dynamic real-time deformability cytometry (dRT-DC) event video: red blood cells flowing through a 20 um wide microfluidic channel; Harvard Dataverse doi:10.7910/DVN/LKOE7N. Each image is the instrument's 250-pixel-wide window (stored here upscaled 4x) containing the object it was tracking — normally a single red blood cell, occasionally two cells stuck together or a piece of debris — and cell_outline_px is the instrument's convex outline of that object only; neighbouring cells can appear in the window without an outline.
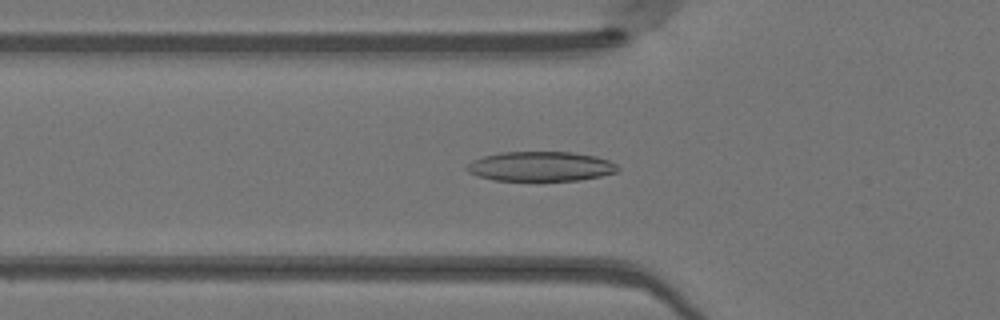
{"species": "Egyptian fruit bat (a non-hibernating species)", "species_latin": "Rousettus aegyptiacus", "temperature_condition": "warm", "stored_images_in_passage": 50, "camera_frame_rate_fps": 3000, "um_per_image_px": 0.085, "animal": {"sex": "female"}, "frame": {"image": 1, "passage_image": 17, "time_ms": 5.333, "image_size_px": [1000, 320], "cell_outline_px": [[620, 168], [616, 172], [600, 176], [580, 180], [496, 180], [476, 176], [468, 172], [464, 168], [472, 160], [484, 156], [500, 152], [572, 152], [596, 156], [608, 160], [616, 164]], "centroid_in_image_um": [45.94, 14.14], "position_along_channel_um": 79.9, "area_um2": 26.07}}
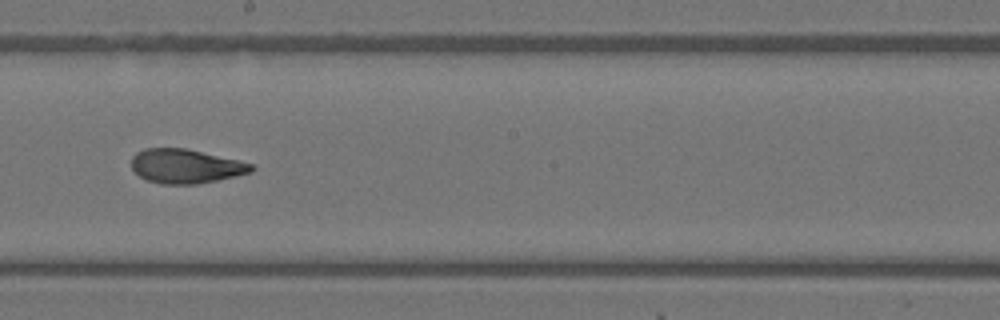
{"frame": {"image": 2, "passage_image": 28, "time_ms": 9.0, "image_size_px": [1000, 320], "cell_outline_px": [[256, 168], [252, 172], [216, 180], [196, 184], [160, 184], [144, 180], [132, 168], [132, 156], [136, 152], [144, 148], [188, 148], [252, 164]], "centroid_in_image_um": [15.75, 14.12], "position_along_channel_um": 232.5, "area_um2": 23.87}}
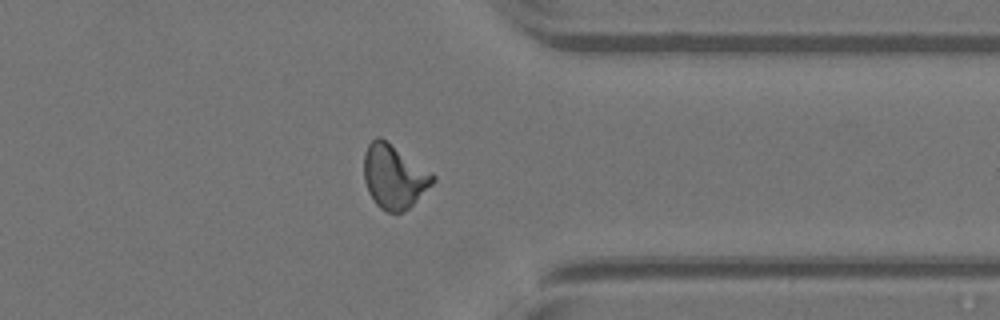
{"frame": {"image": 3, "passage_image": 39, "time_ms": 12.667, "image_size_px": [1000, 320], "cell_outline_px": [[436, 180], [408, 208], [400, 212], [388, 212], [380, 208], [376, 204], [368, 192], [364, 180], [364, 152], [368, 144], [376, 136], [380, 136], [432, 172], [436, 176]], "centroid_in_image_um": [33.48, 14.99], "position_along_channel_um": 377.9, "area_um2": 25.49}, "authors_computed_cell_mechanics": {"area_um2": 24.6517, "velocity_mm_per_s": 4.1225, "shape_relaxation_time_tau1_ms": 3.8096, "shape_relaxation_time_tau2_ms": 1.6837, "deformation_change_tau1": 0.1689, "deformation_change_tau2": 0.0847}}